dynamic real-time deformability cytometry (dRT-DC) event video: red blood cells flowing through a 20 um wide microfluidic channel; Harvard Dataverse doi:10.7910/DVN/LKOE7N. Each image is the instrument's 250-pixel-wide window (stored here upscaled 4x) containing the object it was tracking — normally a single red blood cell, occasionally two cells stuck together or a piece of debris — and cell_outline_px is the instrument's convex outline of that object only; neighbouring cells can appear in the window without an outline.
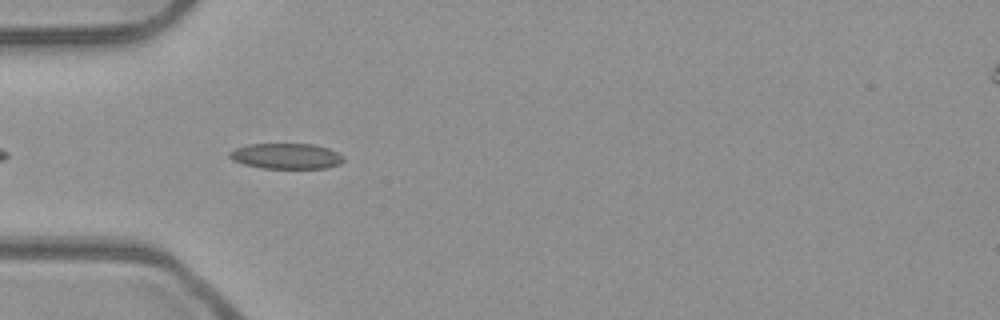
{"species": "common noctule bat (a hibernating species)", "species_latin": "Nyctalus noctula", "temperature_condition": "room temperature", "stored_images_in_passage": 7, "camera_frame_rate_fps": 3000, "um_per_image_px": 0.085, "animal": {"sex": "male", "body_mass_g": 23.1, "forearm_length_mm": 52.7}, "frame": {"image": 1, "passage_image": 3, "time_ms": 0.667, "image_size_px": [1000, 320], "cell_outline_px": [[344, 160], [340, 164], [328, 168], [260, 168], [244, 164], [232, 160], [228, 156], [228, 152], [236, 148], [248, 144], [312, 144], [328, 148], [340, 152], [344, 156]], "centroid_in_image_um": [24.35, 13.27], "position_along_channel_um": 60.6, "area_um2": 17.17}}
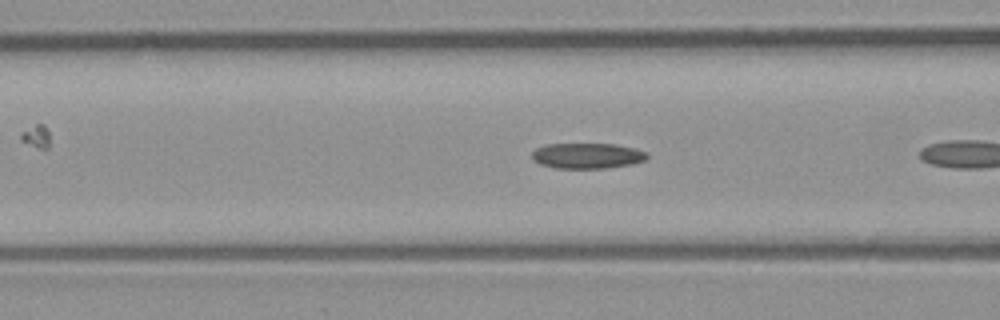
{"frame": {"image": 2, "passage_image": 5, "time_ms": 1.333, "image_size_px": [1000, 320], "cell_outline_px": [[648, 156], [644, 160], [632, 164], [604, 168], [556, 168], [540, 164], [532, 160], [532, 152], [536, 148], [544, 144], [616, 144], [636, 148], [648, 152]], "centroid_in_image_um": [49.91, 13.23], "position_along_channel_um": 116.7, "area_um2": 17.22}}